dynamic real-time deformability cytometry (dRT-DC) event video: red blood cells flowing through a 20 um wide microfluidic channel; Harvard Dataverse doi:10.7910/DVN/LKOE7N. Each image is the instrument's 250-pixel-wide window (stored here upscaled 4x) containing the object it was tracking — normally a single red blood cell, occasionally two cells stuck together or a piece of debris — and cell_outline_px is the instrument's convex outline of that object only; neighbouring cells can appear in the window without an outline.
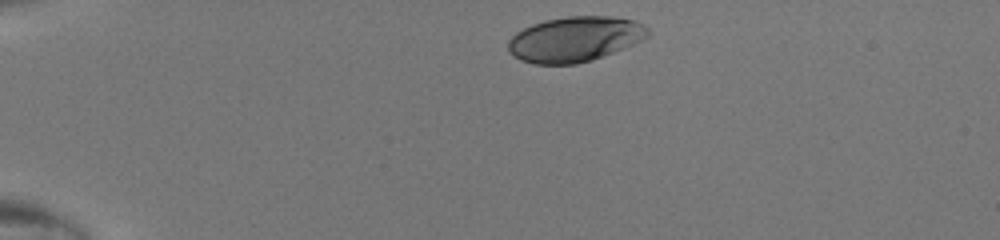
{"species": "human", "species_latin": "Homo sapiens", "temperature_condition": "room temperature", "stored_images_in_passage": 38, "camera_frame_rate_fps": 3000, "um_per_image_px": 0.085, "donor": {"sex": "male"}, "frame": {"image": 1, "passage_image": 1, "time_ms": 0.0, "image_size_px": [1000, 240], "cell_outline_px": [[648, 36], [624, 48], [592, 60], [576, 64], [536, 64], [520, 60], [512, 56], [508, 48], [508, 40], [516, 32], [532, 24], [544, 20], [568, 16], [612, 16], [632, 20], [644, 24], [648, 28]], "centroid_in_image_um": [48.83, 3.32], "position_along_channel_um": 36.2, "area_um2": 36.76}}
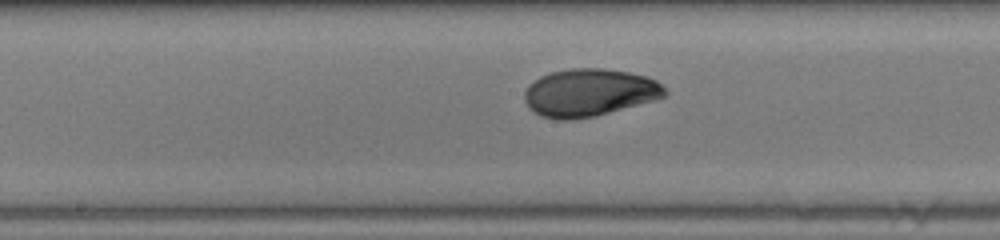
{"frame": {"image": 2, "passage_image": 17, "time_ms": 5.333, "image_size_px": [1000, 240], "cell_outline_px": [[668, 92], [664, 96], [656, 100], [592, 116], [568, 120], [556, 120], [540, 116], [532, 112], [528, 108], [524, 100], [524, 92], [528, 84], [540, 76], [552, 72], [572, 68], [604, 68], [628, 72], [648, 76], [656, 80], [668, 88]], "centroid_in_image_um": [50.08, 7.87], "position_along_channel_um": 198.1, "area_um2": 39.25}}
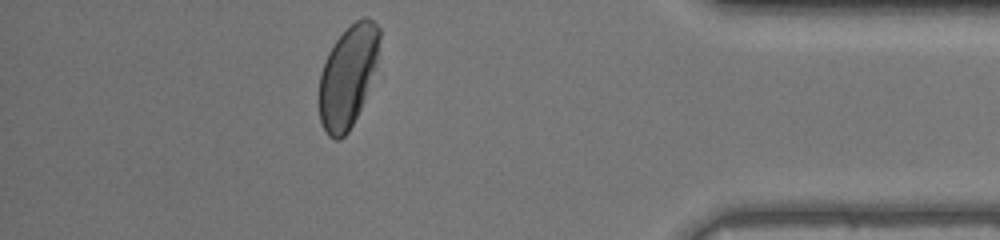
{"frame": {"image": 3, "passage_image": 33, "time_ms": 10.667, "image_size_px": [1000, 240], "cell_outline_px": [[380, 40], [376, 68], [360, 108], [348, 132], [340, 140], [336, 140], [328, 136], [320, 120], [320, 72], [328, 52], [336, 40], [356, 20], [364, 16], [368, 16], [380, 28]], "centroid_in_image_um": [29.58, 6.46], "position_along_channel_um": 405.6, "area_um2": 35.43}}